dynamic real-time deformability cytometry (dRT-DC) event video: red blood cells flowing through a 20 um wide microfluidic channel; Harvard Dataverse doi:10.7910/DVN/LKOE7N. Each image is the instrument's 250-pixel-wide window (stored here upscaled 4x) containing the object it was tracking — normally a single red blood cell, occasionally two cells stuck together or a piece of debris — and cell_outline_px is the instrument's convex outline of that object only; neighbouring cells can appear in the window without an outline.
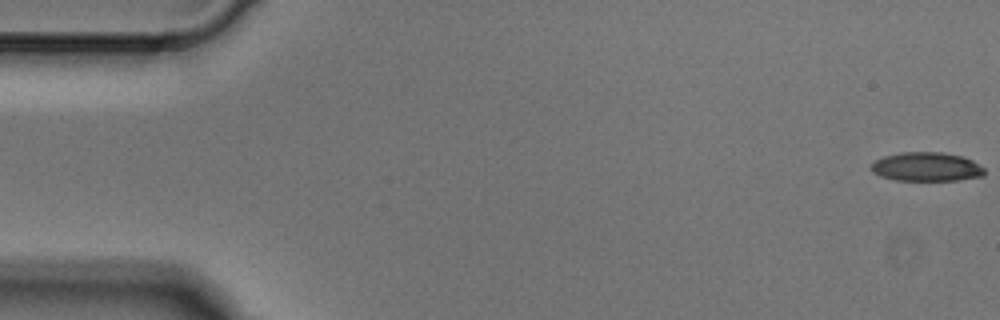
{"species": "Egyptian fruit bat (a non-hibernating species)", "species_latin": "Rousettus aegyptiacus", "temperature_condition": "cold", "stored_images_in_passage": 4, "camera_frame_rate_fps": 3000, "um_per_image_px": 0.085, "animal": {"sex": "male"}, "frame": {"image": 1, "passage_image": 1, "time_ms": 0.0, "image_size_px": [1000, 320], "cell_outline_px": [[984, 176], [956, 180], [896, 180], [880, 176], [872, 172], [872, 164], [876, 160], [884, 156], [904, 152], [940, 152], [964, 156], [972, 160], [984, 168]], "centroid_in_image_um": [78.77, 14.17], "position_along_channel_um": 6.2, "area_um2": 19.02}}